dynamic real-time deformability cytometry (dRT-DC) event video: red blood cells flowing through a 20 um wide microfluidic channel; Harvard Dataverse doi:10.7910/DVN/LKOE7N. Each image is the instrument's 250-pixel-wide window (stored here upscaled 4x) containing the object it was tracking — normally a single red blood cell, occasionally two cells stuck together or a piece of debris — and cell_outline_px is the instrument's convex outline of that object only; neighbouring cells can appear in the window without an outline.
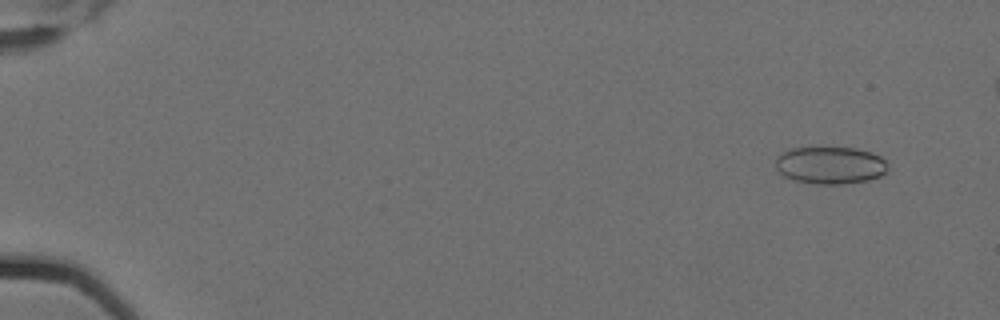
{"species": "Egyptian fruit bat (a non-hibernating species)", "species_latin": "Rousettus aegyptiacus", "temperature_condition": "cold", "stored_images_in_passage": 7, "camera_frame_rate_fps": 3000, "um_per_image_px": 0.085, "animal": {"sex": "female"}, "frame": {"image": 1, "passage_image": 2, "time_ms": 0.333, "image_size_px": [1000, 320], "cell_outline_px": [[888, 172], [880, 176], [868, 180], [844, 184], [816, 184], [796, 180], [784, 176], [776, 168], [776, 156], [792, 148], [856, 148], [872, 152], [880, 156], [888, 164]], "centroid_in_image_um": [70.61, 14.05], "position_along_channel_um": 14.4, "area_um2": 24.45}}
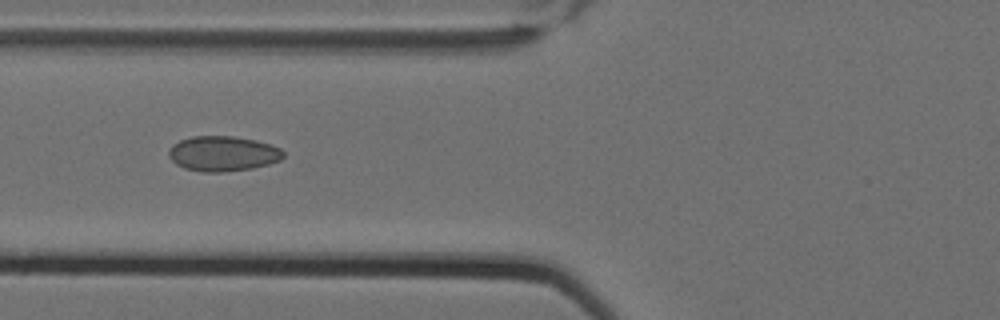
{"frame": {"image": 2, "passage_image": 7, "time_ms": 2.0, "image_size_px": [1000, 320], "cell_outline_px": [[284, 156], [280, 160], [268, 164], [252, 168], [220, 172], [204, 172], [184, 168], [176, 164], [168, 156], [168, 148], [172, 144], [180, 140], [192, 136], [232, 136], [256, 140], [280, 148], [284, 152]], "centroid_in_image_um": [18.91, 13.05], "position_along_channel_um": 106.9, "area_um2": 23.47}}